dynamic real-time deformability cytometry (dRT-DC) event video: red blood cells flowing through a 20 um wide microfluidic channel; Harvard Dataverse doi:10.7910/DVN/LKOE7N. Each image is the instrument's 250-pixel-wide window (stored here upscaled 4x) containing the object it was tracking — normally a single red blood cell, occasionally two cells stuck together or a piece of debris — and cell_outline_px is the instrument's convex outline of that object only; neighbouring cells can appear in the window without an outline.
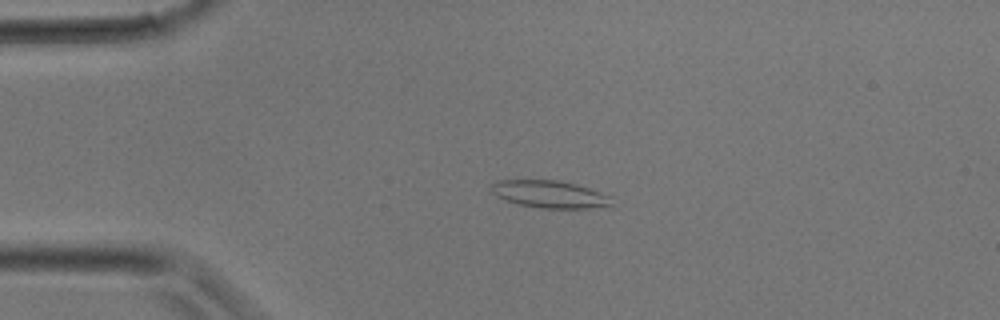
{"species": "common noctule bat (a hibernating species)", "species_latin": "Nyctalus noctula", "temperature_condition": "room temperature", "stored_images_in_passage": 26, "camera_frame_rate_fps": 3000, "um_per_image_px": 0.085, "animal": {"sex": "male", "body_mass_g": 17.9}, "frame": {"image": 1, "passage_image": 1, "time_ms": 0.0, "image_size_px": [1000, 320], "cell_outline_px": [[612, 208], [540, 208], [516, 204], [504, 200], [496, 196], [492, 192], [492, 184], [500, 180], [556, 180], [576, 184], [612, 196]], "centroid_in_image_um": [46.78, 16.53], "position_along_channel_um": 38.2, "area_um2": 19.42}}
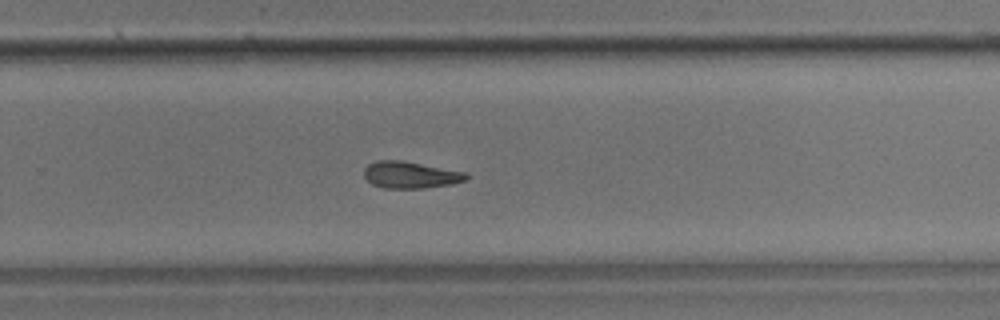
{"frame": {"image": 2, "passage_image": 15, "time_ms": 4.667, "image_size_px": [1000, 320], "cell_outline_px": [[468, 176], [464, 180], [452, 184], [424, 188], [380, 188], [372, 184], [364, 176], [364, 168], [368, 164], [376, 160], [400, 160], [468, 172]], "centroid_in_image_um": [34.87, 14.86], "position_along_channel_um": 294.9, "area_um2": 16.01}}
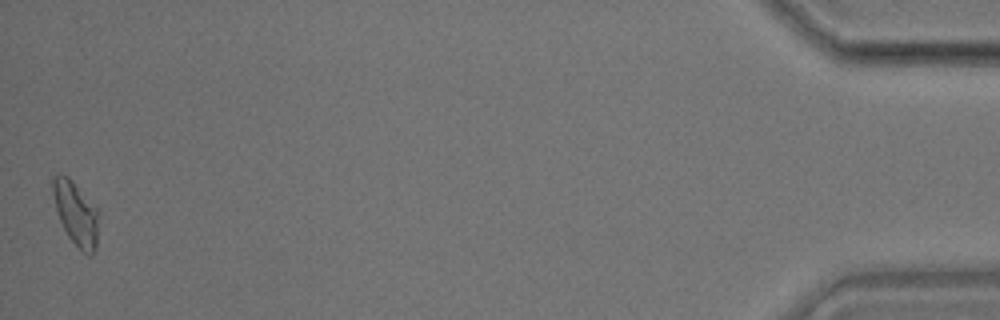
{"frame": {"image": 3, "passage_image": 26, "time_ms": 8.333, "image_size_px": [1000, 320], "cell_outline_px": [[100, 212], [96, 248], [88, 256], [68, 236], [60, 220], [56, 208], [52, 192], [52, 176], [68, 176], [72, 180]], "centroid_in_image_um": [6.48, 18.14], "position_along_channel_um": 428.7, "area_um2": 16.76}}